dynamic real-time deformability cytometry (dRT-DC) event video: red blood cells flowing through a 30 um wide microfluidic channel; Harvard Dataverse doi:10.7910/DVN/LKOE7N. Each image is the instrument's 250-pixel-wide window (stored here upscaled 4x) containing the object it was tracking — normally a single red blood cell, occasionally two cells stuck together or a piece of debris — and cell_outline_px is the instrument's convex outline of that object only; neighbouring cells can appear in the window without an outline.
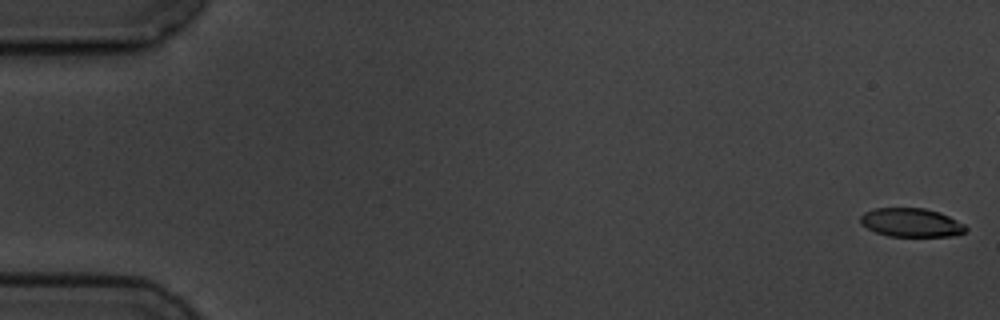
{"species": "common noctule bat (a hibernating species)", "species_latin": "Nyctalus noctula", "temperature_condition": "cold", "stored_images_in_passage": 7, "segment_of_instrument_passage": [1, 2], "camera_frame_rate_fps": 3000, "um_per_image_px": 0.085, "animal": {"sex": "male", "body_mass_g": 19.5, "forearm_length_mm": 54.6}, "frame": {"image": 1, "passage_image": 1, "time_ms": 0.0, "image_size_px": [1000, 320], "cell_outline_px": [[968, 228], [964, 232], [952, 236], [888, 236], [876, 232], [860, 224], [860, 216], [864, 212], [876, 208], [924, 208], [940, 212], [964, 224]], "centroid_in_image_um": [77.44, 18.91], "position_along_channel_um": 7.6, "area_um2": 17.57}}
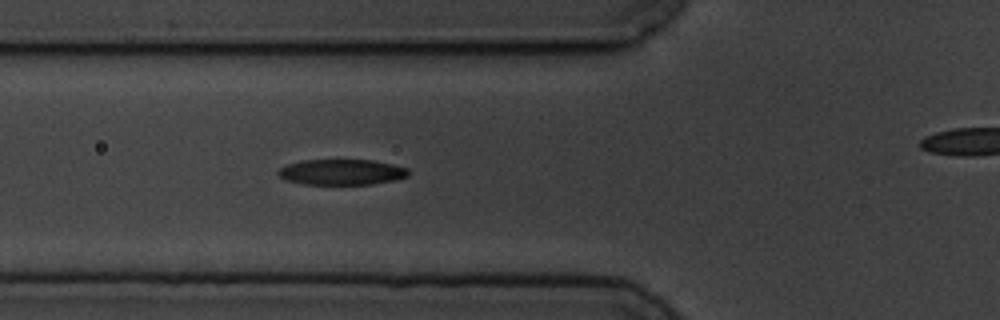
{"frame": {"image": 2, "passage_image": 6, "time_ms": 6.667, "image_size_px": [1000, 320], "cell_outline_px": [[408, 176], [396, 180], [372, 184], [304, 184], [288, 180], [280, 176], [276, 172], [280, 168], [288, 164], [300, 160], [372, 160], [392, 164], [408, 168]], "centroid_in_image_um": [29.06, 14.62], "position_along_channel_um": 96.7, "area_um2": 19.36}}